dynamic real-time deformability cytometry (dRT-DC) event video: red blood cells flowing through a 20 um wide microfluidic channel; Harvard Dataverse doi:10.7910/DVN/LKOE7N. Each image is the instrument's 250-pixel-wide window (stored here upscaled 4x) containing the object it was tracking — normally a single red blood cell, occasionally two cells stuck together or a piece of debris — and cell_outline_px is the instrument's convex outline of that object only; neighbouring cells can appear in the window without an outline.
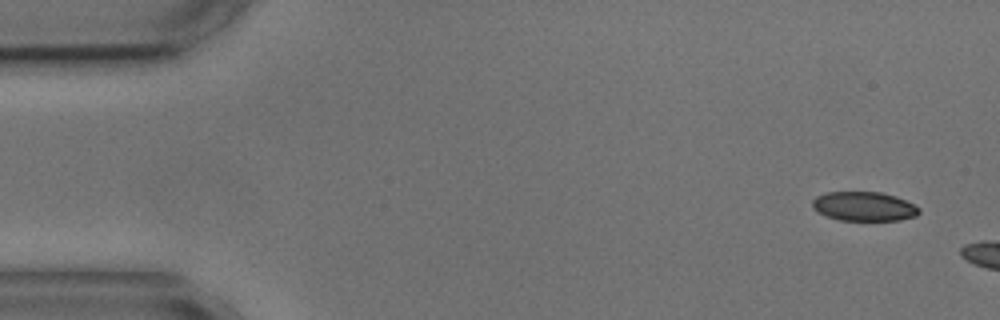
{"species": "common noctule bat (a hibernating species)", "species_latin": "Nyctalus noctula", "temperature_condition": "cold", "stored_images_in_passage": 3, "camera_frame_rate_fps": 3000, "um_per_image_px": 0.085, "animal": {"sex": "male", "body_mass_g": 17.9, "forearm_length_mm": 54.2}, "frame": {"image": 1, "passage_image": 1, "time_ms": 0.0, "image_size_px": [1000, 320], "cell_outline_px": [[920, 212], [916, 216], [900, 220], [840, 220], [828, 216], [812, 208], [812, 200], [816, 196], [824, 192], [880, 192], [896, 196], [920, 208]], "centroid_in_image_um": [73.43, 17.53], "position_along_channel_um": 11.6, "area_um2": 18.09}}